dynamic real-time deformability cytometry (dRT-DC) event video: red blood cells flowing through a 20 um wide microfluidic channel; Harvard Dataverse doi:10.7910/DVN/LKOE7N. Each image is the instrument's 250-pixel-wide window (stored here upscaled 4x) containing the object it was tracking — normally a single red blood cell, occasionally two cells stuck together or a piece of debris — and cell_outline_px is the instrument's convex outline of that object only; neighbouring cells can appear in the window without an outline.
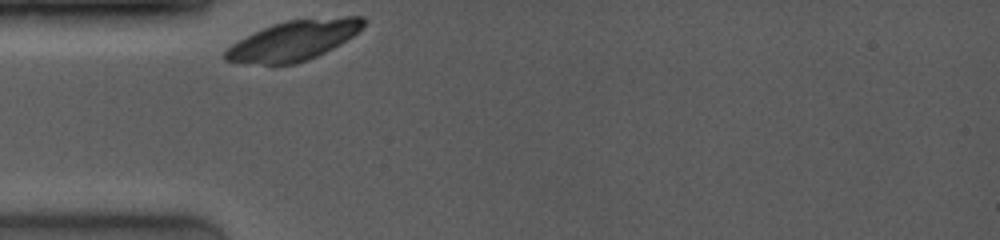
{"species": "common noctule bat (a hibernating species)", "species_latin": "Nyctalus noctula", "temperature_condition": "room temperature", "stored_images_in_passage": 10, "camera_frame_rate_fps": 4000, "um_per_image_px": 0.085, "animal": {"sex": "female", "body_mass_g": 19.0, "forearm_length_mm": 53.3}, "frame": {"image": 1, "passage_image": 1, "time_ms": 0.0, "image_size_px": [1000, 240], "cell_outline_px": [[364, 24], [352, 36], [340, 44], [316, 56], [296, 64], [264, 64], [224, 60], [224, 52], [232, 44], [272, 24], [288, 20], [344, 16], [364, 16]], "centroid_in_image_um": [24.99, 3.43], "position_along_channel_um": 60.0, "area_um2": 31.39}}